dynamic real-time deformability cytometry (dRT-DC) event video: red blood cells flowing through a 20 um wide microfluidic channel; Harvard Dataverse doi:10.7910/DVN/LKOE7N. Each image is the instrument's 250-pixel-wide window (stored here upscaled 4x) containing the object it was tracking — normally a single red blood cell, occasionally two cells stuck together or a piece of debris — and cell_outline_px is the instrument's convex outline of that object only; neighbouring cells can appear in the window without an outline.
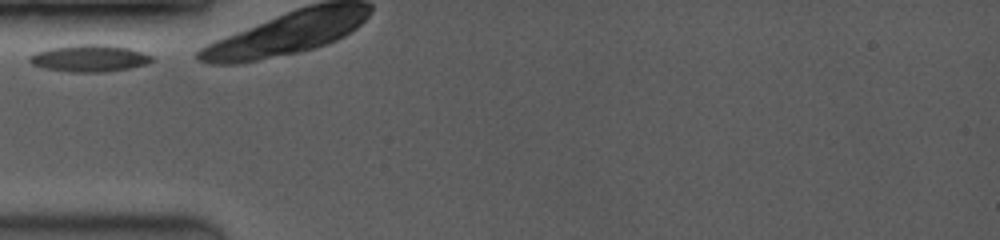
{"species": "common noctule bat (a hibernating species)", "species_latin": "Nyctalus noctula", "temperature_condition": "room temperature", "stored_images_in_passage": 23, "camera_frame_rate_fps": 3500, "um_per_image_px": 0.085, "animal": {"sex": "female", "body_mass_g": 19.0, "forearm_length_mm": 53.3}, "frame": {"image": 1, "passage_image": 1, "time_ms": 0.0, "image_size_px": [1000, 240], "cell_outline_px": [[156, 60], [144, 64], [128, 68], [100, 72], [68, 72], [44, 68], [32, 64], [28, 60], [28, 56], [36, 52], [48, 48], [76, 44], [104, 44], [128, 48], [152, 56]], "centroid_in_image_um": [7.55, 4.95], "position_along_channel_um": 77.5, "area_um2": 19.13}}